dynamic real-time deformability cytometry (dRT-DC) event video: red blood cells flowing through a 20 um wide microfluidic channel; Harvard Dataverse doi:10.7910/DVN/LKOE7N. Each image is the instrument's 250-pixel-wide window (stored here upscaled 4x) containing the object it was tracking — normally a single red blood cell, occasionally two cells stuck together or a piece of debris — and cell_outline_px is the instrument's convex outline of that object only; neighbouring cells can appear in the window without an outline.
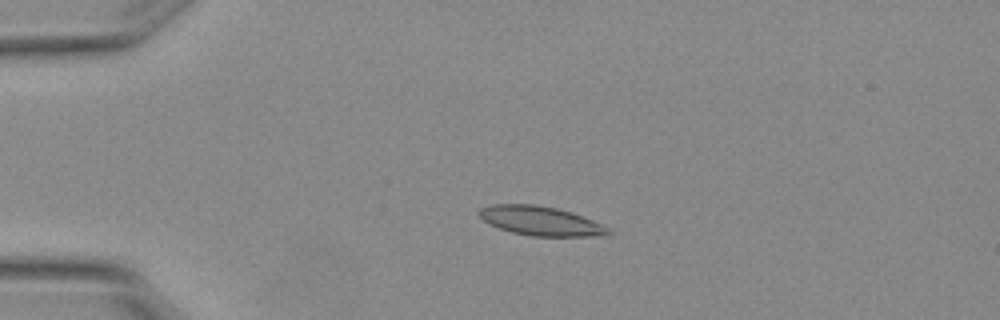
{"species": "Egyptian fruit bat (a non-hibernating species)", "species_latin": "Rousettus aegyptiacus", "temperature_condition": "warm", "stored_images_in_passage": 5, "camera_frame_rate_fps": 3000, "um_per_image_px": 0.085, "animal": {"sex": "female"}, "frame": {"image": 1, "passage_image": 4, "time_ms": 1.0, "image_size_px": [1000, 320], "cell_outline_px": [[612, 232], [608, 236], [532, 236], [512, 232], [488, 224], [476, 212], [480, 208], [492, 204], [532, 204], [556, 208], [572, 212], [592, 220], [608, 228]], "centroid_in_image_um": [45.94, 18.78], "position_along_channel_um": 39.1, "area_um2": 21.96}}